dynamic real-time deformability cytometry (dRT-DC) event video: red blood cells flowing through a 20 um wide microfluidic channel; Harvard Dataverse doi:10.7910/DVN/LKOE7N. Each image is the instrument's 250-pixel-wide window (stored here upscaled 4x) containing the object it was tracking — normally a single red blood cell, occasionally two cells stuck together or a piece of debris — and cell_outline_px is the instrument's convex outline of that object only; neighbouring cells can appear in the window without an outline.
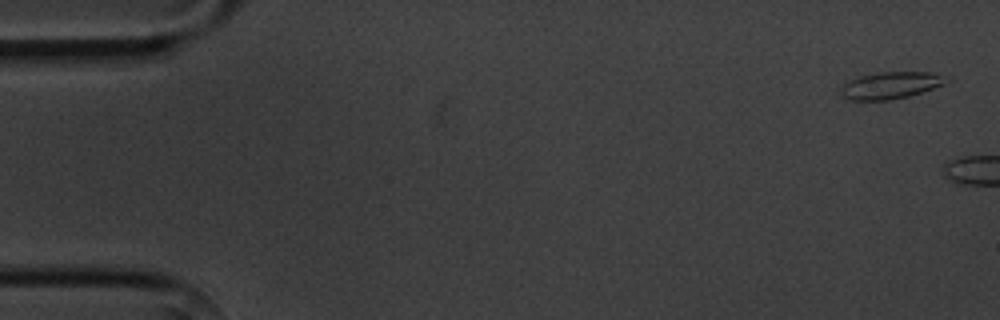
{"species": "common noctule bat (a hibernating species)", "species_latin": "Nyctalus noctula", "temperature_condition": "cold", "stored_images_in_passage": 3, "camera_frame_rate_fps": 3000, "um_per_image_px": 0.085, "animal": {"sex": "male", "body_mass_g": 20.1, "forearm_length_mm": 53.5}, "frame": {"image": 1, "passage_image": 1, "time_ms": 0.0, "image_size_px": [1000, 320], "cell_outline_px": [[952, 80], [944, 84], [908, 96], [888, 100], [852, 100], [840, 96], [840, 88], [844, 80], [860, 76], [880, 72], [936, 72]], "centroid_in_image_um": [75.66, 7.24], "position_along_channel_um": 9.3, "area_um2": 16.76}}